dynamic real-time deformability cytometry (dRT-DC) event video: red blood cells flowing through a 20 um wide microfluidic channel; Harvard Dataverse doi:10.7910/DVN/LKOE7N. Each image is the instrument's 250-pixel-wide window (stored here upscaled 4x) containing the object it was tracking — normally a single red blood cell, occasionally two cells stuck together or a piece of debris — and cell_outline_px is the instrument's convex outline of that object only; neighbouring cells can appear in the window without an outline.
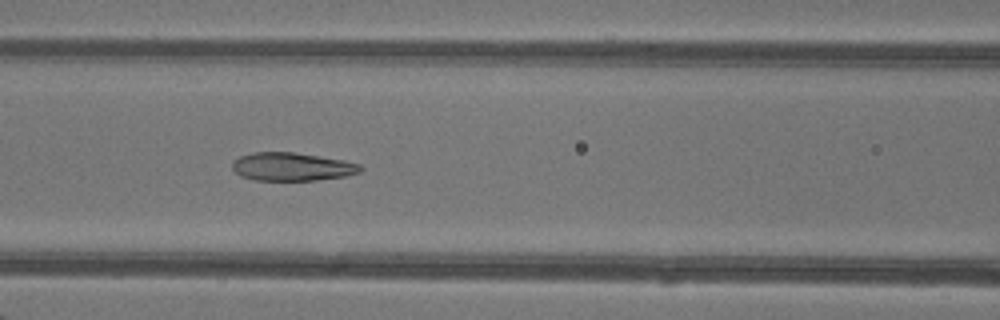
{"species": "common noctule bat (a hibernating species)", "species_latin": "Nyctalus noctula", "temperature_condition": "warm", "stored_images_in_passage": 16, "camera_frame_rate_fps": 3000, "um_per_image_px": 0.085, "animal": {"sex": "female"}, "frame": {"image": 1, "passage_image": 10, "time_ms": 3.0, "image_size_px": [1000, 320], "cell_outline_px": [[364, 168], [360, 172], [344, 176], [316, 180], [256, 180], [240, 176], [232, 168], [232, 160], [240, 156], [252, 152], [292, 152], [320, 156], [344, 160], [360, 164]], "centroid_in_image_um": [24.81, 14.16], "position_along_channel_um": 141.8, "area_um2": 21.1}}
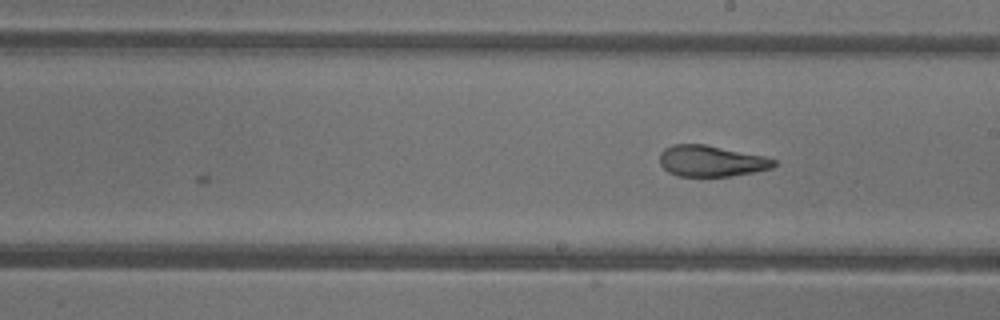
{"frame": {"image": 2, "passage_image": 16, "time_ms": 5.0, "image_size_px": [1000, 320], "cell_outline_px": [[776, 164], [772, 168], [732, 176], [680, 176], [668, 172], [660, 164], [660, 152], [664, 148], [672, 144], [704, 144], [764, 156], [776, 160]], "centroid_in_image_um": [60.43, 13.68], "position_along_channel_um": 228.6, "area_um2": 20.63}}